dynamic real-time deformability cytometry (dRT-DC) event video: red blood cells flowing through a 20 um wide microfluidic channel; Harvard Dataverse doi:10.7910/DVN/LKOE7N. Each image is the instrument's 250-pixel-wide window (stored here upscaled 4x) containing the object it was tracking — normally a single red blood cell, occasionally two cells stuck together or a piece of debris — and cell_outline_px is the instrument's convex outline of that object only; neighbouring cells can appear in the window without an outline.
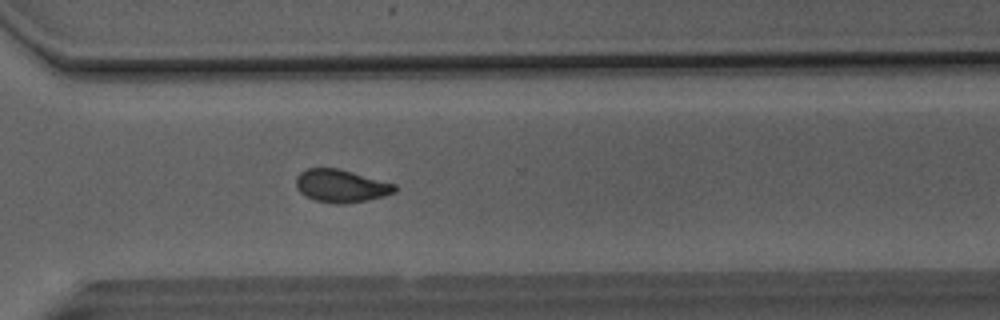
{"species": "Egyptian fruit bat (a non-hibernating species)", "species_latin": "Rousettus aegyptiacus", "temperature_condition": "room temperature", "stored_images_in_passage": 51, "camera_frame_rate_fps": 3000, "um_per_image_px": 0.085, "animal": {"sex": "male"}, "frame": {"image": 1, "passage_image": 37, "time_ms": 12.0, "image_size_px": [1000, 320], "cell_outline_px": [[396, 192], [384, 196], [368, 200], [344, 204], [332, 204], [316, 200], [300, 192], [296, 184], [296, 176], [300, 172], [308, 168], [336, 168], [352, 172], [396, 184]], "centroid_in_image_um": [29.0, 15.81], "position_along_channel_um": 341.6, "area_um2": 18.79}}
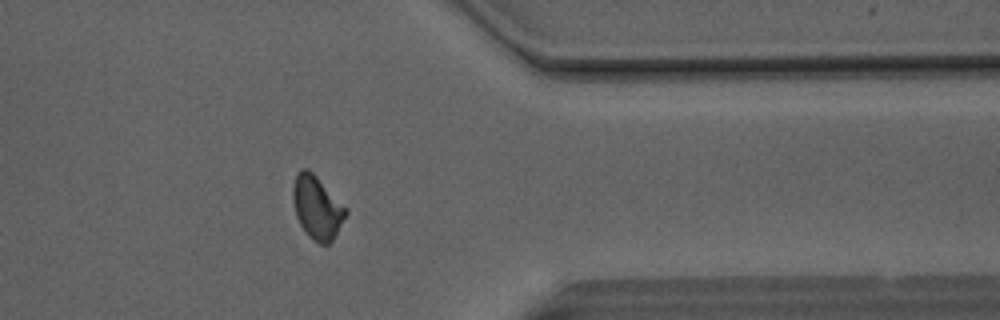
{"frame": {"image": 2, "passage_image": 41, "time_ms": 13.333, "image_size_px": [1000, 320], "cell_outline_px": [[348, 212], [332, 240], [328, 244], [320, 244], [312, 240], [308, 236], [300, 224], [296, 216], [292, 200], [292, 188], [296, 176], [300, 168], [308, 168], [348, 208]], "centroid_in_image_um": [26.94, 17.63], "position_along_channel_um": 384.5, "area_um2": 19.48}}
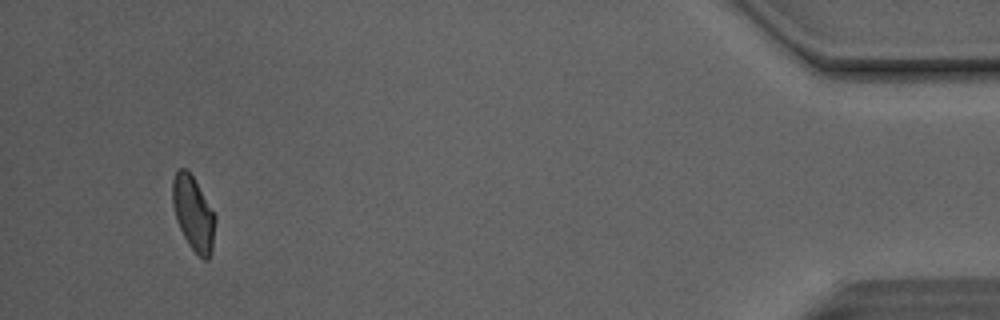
{"frame": {"image": 3, "passage_image": 48, "time_ms": 15.667, "image_size_px": [1000, 320], "cell_outline_px": [[216, 220], [212, 252], [208, 260], [204, 260], [192, 248], [184, 236], [176, 220], [172, 204], [172, 180], [176, 172], [180, 168], [184, 168], [192, 176], [216, 216]], "centroid_in_image_um": [16.44, 18.16], "position_along_channel_um": 418.8, "area_um2": 18.26}, "authors_computed_cell_mechanics": {"area_um2": 19.3052, "velocity_mm_per_s": 4.1325, "shape_relaxation_time_tau1_ms": 10.2366, "shape_relaxation_time_tau2_ms": 1.7476, "deformation_change_tau1": 0.1849, "deformation_change_tau2": 0.0694}}